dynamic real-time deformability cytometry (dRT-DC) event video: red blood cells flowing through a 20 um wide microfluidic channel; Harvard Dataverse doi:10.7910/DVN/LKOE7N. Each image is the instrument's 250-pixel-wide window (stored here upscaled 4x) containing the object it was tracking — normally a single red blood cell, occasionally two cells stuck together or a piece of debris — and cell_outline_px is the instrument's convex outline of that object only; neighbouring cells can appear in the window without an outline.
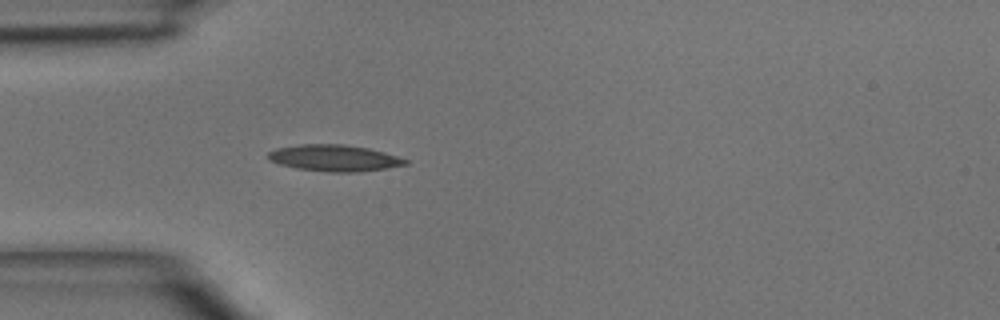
{"species": "common noctule bat (a hibernating species)", "species_latin": "Nyctalus noctula", "temperature_condition": "room temperature", "stored_images_in_passage": 3, "camera_frame_rate_fps": 3000, "um_per_image_px": 0.085, "animal": {"sex": "male", "body_mass_g": 15.6}, "frame": {"image": 1, "passage_image": 3, "time_ms": 3.333, "image_size_px": [1000, 320], "cell_outline_px": [[408, 164], [388, 168], [360, 172], [328, 172], [296, 168], [280, 164], [268, 160], [268, 152], [276, 148], [300, 144], [340, 144], [368, 148], [384, 152], [408, 160]], "centroid_in_image_um": [28.41, 13.44], "position_along_channel_um": 56.6, "area_um2": 21.15}}